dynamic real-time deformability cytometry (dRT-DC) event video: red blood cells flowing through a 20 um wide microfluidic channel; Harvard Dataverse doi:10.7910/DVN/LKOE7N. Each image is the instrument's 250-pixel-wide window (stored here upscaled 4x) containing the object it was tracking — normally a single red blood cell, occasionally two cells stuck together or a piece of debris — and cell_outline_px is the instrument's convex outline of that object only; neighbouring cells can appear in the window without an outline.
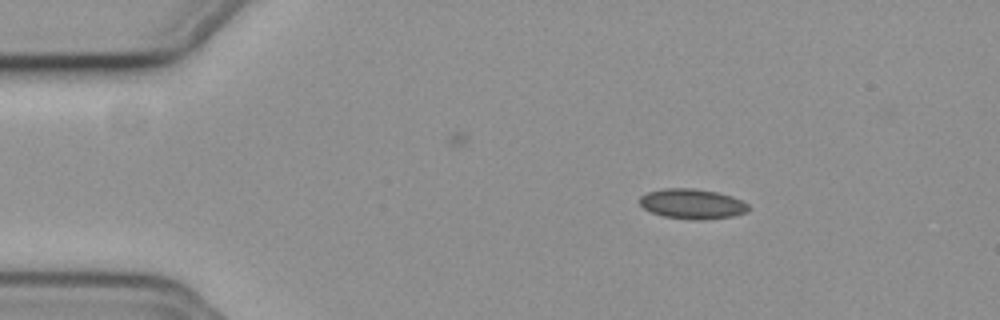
{"species": "common noctule bat (a hibernating species)", "species_latin": "Nyctalus noctula", "temperature_condition": "cold", "stored_images_in_passage": 47, "camera_frame_rate_fps": 3000, "um_per_image_px": 0.085, "animal": {"sex": "female", "body_mass_g": 19.3, "forearm_length_mm": 54.1}, "frame": {"image": 1, "passage_image": 1, "time_ms": 0.0, "image_size_px": [1000, 320], "cell_outline_px": [[748, 208], [744, 212], [732, 216], [704, 220], [688, 220], [664, 216], [652, 212], [644, 208], [640, 204], [640, 196], [648, 192], [664, 188], [692, 188], [716, 192], [732, 196], [748, 204]], "centroid_in_image_um": [58.81, 17.33], "position_along_channel_um": 26.2, "area_um2": 18.9}}
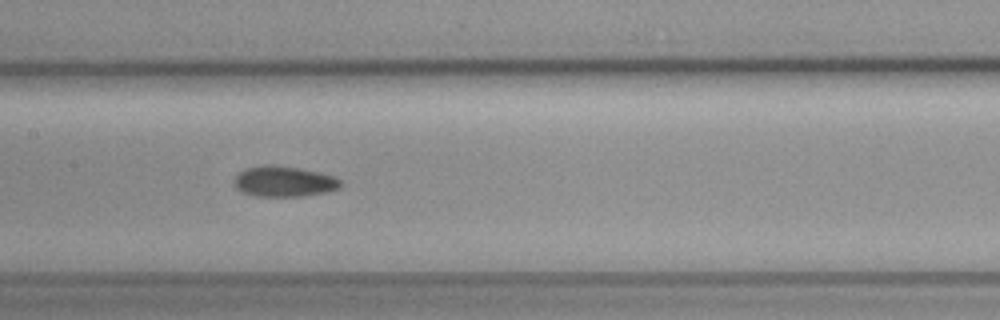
{"frame": {"image": 2, "passage_image": 19, "time_ms": 6.0, "image_size_px": [1000, 320], "cell_outline_px": [[340, 188], [328, 192], [300, 196], [256, 196], [240, 192], [232, 184], [236, 176], [244, 168], [264, 164], [272, 164], [300, 168], [332, 176], [340, 180]], "centroid_in_image_um": [24.08, 15.42], "position_along_channel_um": 183.3, "area_um2": 19.07}}
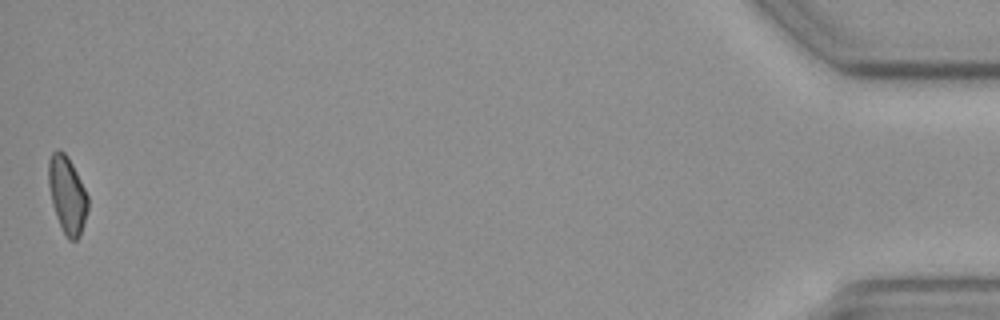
{"frame": {"image": 3, "passage_image": 47, "time_ms": 15.333, "image_size_px": [1000, 320], "cell_outline_px": [[88, 208], [80, 236], [76, 240], [68, 240], [56, 216], [52, 204], [48, 184], [48, 160], [52, 152], [56, 148], [60, 148], [68, 156], [88, 196]], "centroid_in_image_um": [5.69, 16.52], "position_along_channel_um": 429.5, "area_um2": 17.69}}